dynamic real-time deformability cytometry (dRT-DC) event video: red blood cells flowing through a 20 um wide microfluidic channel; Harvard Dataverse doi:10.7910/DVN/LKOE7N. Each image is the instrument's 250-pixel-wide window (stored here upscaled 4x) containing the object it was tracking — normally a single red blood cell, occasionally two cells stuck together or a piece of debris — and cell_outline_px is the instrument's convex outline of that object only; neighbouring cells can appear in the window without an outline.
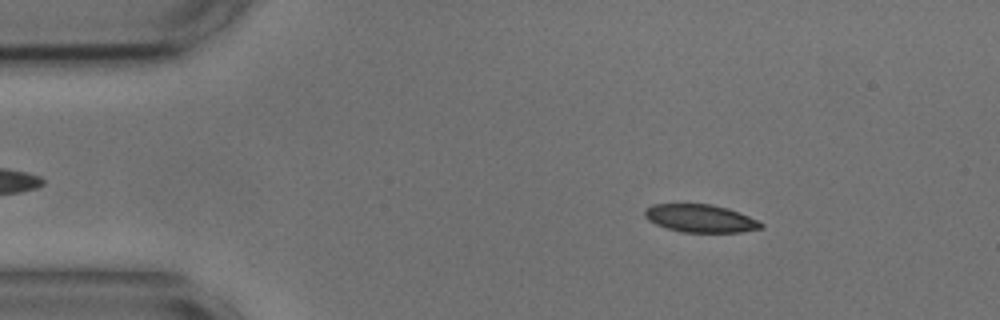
{"species": "common noctule bat (a hibernating species)", "species_latin": "Nyctalus noctula", "temperature_condition": "cold", "stored_images_in_passage": 53, "camera_frame_rate_fps": 3000, "um_per_image_px": 0.085, "animal": {"sex": "male", "body_mass_g": 17.9, "forearm_length_mm": 54.2}, "frame": {"image": 1, "passage_image": 7, "time_ms": 2.0, "image_size_px": [1000, 320], "cell_outline_px": [[764, 228], [740, 232], [680, 232], [656, 224], [648, 220], [644, 216], [644, 208], [652, 204], [712, 204], [728, 208], [740, 212], [764, 224]], "centroid_in_image_um": [59.52, 18.56], "position_along_channel_um": 25.5, "area_um2": 18.96}}
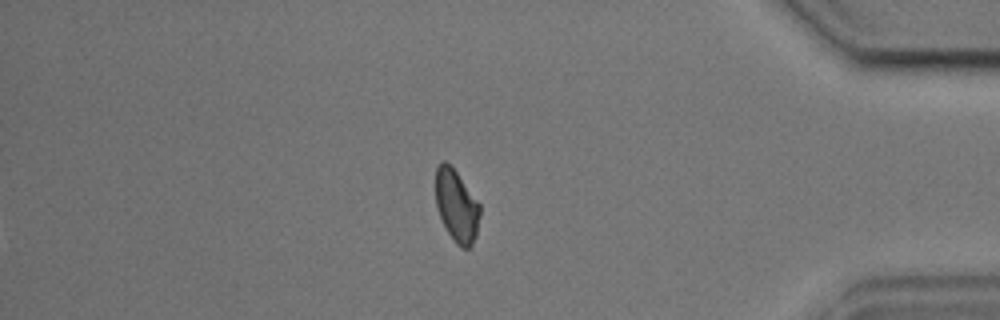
{"frame": {"image": 2, "passage_image": 45, "time_ms": 14.667, "image_size_px": [1000, 320], "cell_outline_px": [[480, 216], [476, 236], [472, 244], [468, 248], [460, 248], [456, 244], [448, 232], [440, 216], [436, 204], [436, 168], [440, 160], [444, 160], [456, 172], [480, 204]], "centroid_in_image_um": [38.81, 17.51], "position_along_channel_um": 396.4, "area_um2": 18.44}}
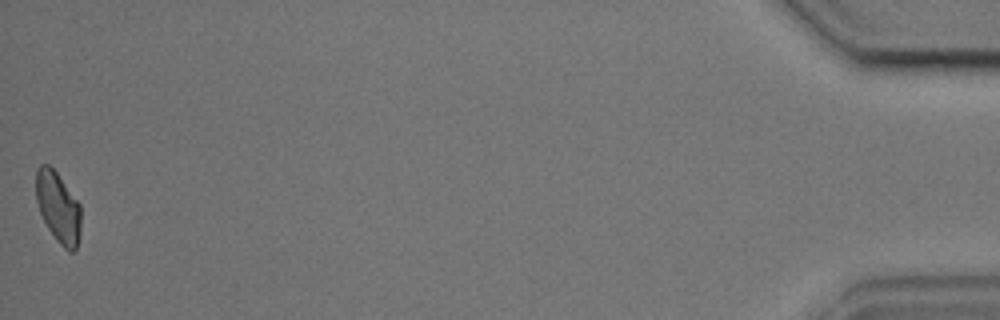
{"frame": {"image": 3, "passage_image": 53, "time_ms": 17.333, "image_size_px": [1000, 320], "cell_outline_px": [[80, 236], [76, 248], [72, 252], [68, 252], [56, 240], [48, 228], [40, 212], [36, 200], [36, 168], [40, 164], [48, 164], [56, 172], [80, 204]], "centroid_in_image_um": [4.94, 17.63], "position_along_channel_um": 430.3, "area_um2": 18.44}, "authors_computed_cell_mechanics": {"area_um2": 19.7676, "velocity_mm_per_s": 3.6573, "shape_relaxation_time_tau1_ms": 5.2252, "shape_relaxation_time_tau2_ms": 3.4028, "deformation_change_tau1": 0.117, "deformation_change_tau2": 0.0794}}